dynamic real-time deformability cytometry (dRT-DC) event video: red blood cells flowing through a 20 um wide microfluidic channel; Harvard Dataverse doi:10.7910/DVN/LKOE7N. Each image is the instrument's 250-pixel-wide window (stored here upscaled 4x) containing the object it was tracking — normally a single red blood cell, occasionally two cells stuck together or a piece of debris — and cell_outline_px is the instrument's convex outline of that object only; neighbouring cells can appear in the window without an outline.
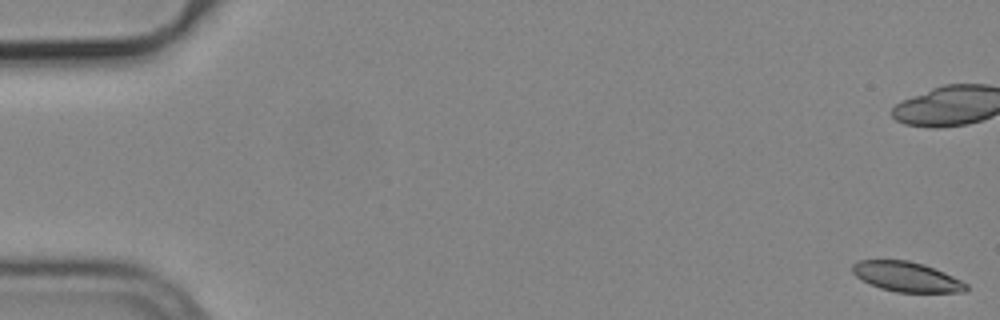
{"species": "common noctule bat (a hibernating species)", "species_latin": "Nyctalus noctula", "temperature_condition": "cold", "stored_images_in_passage": 55, "camera_frame_rate_fps": 3000, "um_per_image_px": 0.085, "animal": {"sex": "male", "body_mass_g": 19.2, "forearm_length_mm": 51.8}, "frame": {"image": 1, "passage_image": 1, "time_ms": 0.0, "image_size_px": [1000, 320], "cell_outline_px": [[968, 288], [964, 292], [896, 292], [880, 288], [856, 276], [852, 272], [852, 264], [860, 260], [908, 260], [924, 264], [944, 272], [968, 284]], "centroid_in_image_um": [77.07, 23.52], "position_along_channel_um": 7.9, "area_um2": 19.65}, "authors_computed_cell_mechanics": {"area_um2": 21.2126, "velocity_mm_per_s": 3.7537, "shape_relaxation_time_tau1_ms": null, "shape_relaxation_time_tau2_ms": 8.4651, "deformation_change_tau1": null, "deformation_change_tau2": 0.1324}}